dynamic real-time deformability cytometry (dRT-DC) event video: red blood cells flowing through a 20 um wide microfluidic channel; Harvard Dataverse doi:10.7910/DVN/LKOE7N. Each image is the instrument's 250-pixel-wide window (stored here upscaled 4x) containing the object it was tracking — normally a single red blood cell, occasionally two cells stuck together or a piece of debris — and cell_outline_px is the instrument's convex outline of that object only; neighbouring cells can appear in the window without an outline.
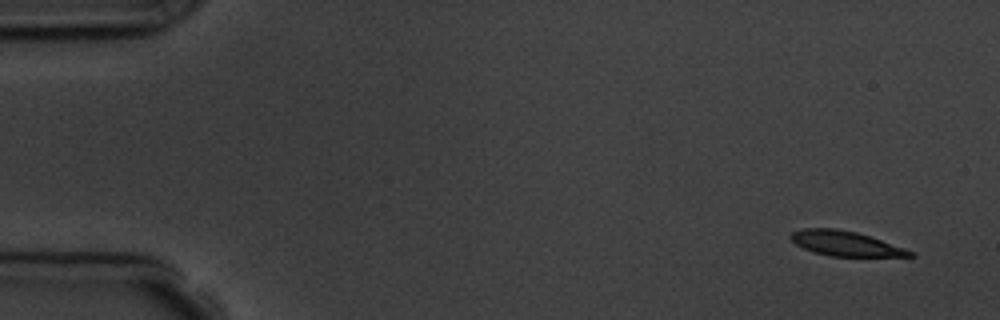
{"species": "common noctule bat (a hibernating species)", "species_latin": "Nyctalus noctula", "temperature_condition": "room temperature", "stored_images_in_passage": 5, "camera_frame_rate_fps": 3000, "um_per_image_px": 0.085, "animal": {"sex": "male", "body_mass_g": 19.5, "forearm_length_mm": 54.6}, "frame": {"image": 1, "passage_image": 1, "time_ms": 0.0, "image_size_px": [1000, 320], "cell_outline_px": [[916, 256], [828, 256], [804, 248], [796, 244], [788, 236], [792, 232], [800, 228], [836, 228], [856, 232], [916, 252]], "centroid_in_image_um": [71.83, 20.69], "position_along_channel_um": 13.2, "area_um2": 17.05}}
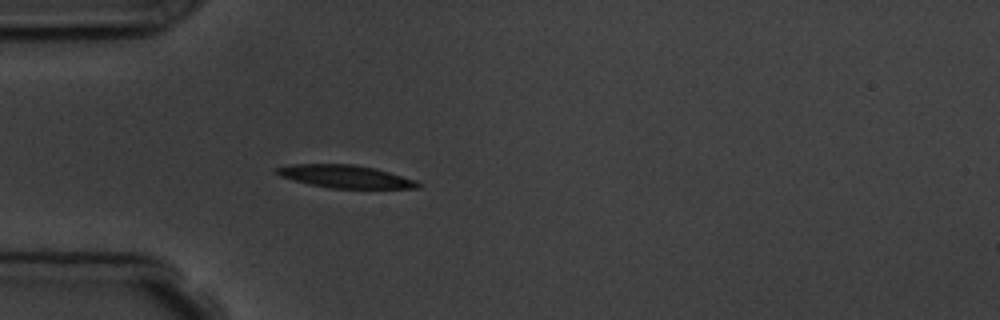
{"frame": {"image": 2, "passage_image": 5, "time_ms": 4.333, "image_size_px": [1000, 320], "cell_outline_px": [[420, 188], [328, 188], [280, 176], [276, 172], [276, 168], [292, 164], [352, 164], [376, 168], [416, 180], [420, 184]], "centroid_in_image_um": [29.39, 14.99], "position_along_channel_um": 55.6, "area_um2": 18.5}}